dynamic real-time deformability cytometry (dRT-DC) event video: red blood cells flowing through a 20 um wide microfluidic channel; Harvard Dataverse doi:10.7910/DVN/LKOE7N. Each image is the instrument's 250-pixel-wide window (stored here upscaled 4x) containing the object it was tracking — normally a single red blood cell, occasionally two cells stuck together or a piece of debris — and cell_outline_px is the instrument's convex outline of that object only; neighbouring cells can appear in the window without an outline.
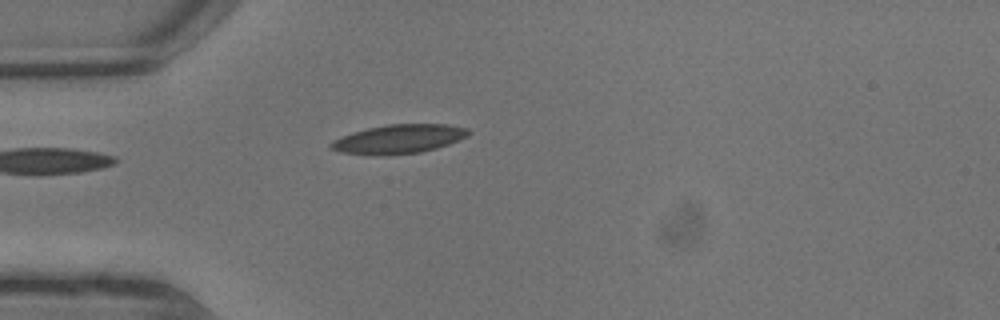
{"species": "common noctule bat (a hibernating species)", "species_latin": "Nyctalus noctula", "temperature_condition": "warm", "stored_images_in_passage": 6, "camera_frame_rate_fps": 3000, "um_per_image_px": 0.085, "animal": {"sex": "male", "body_mass_g": 13.3}, "frame": {"image": 1, "passage_image": 6, "time_ms": 1.667, "image_size_px": [1000, 320], "cell_outline_px": [[472, 132], [468, 136], [448, 144], [436, 148], [420, 152], [384, 156], [372, 156], [340, 152], [328, 148], [328, 144], [352, 132], [368, 128], [388, 124], [448, 124], [468, 128]], "centroid_in_image_um": [33.9, 11.83], "position_along_channel_um": 51.1, "area_um2": 23.41}}